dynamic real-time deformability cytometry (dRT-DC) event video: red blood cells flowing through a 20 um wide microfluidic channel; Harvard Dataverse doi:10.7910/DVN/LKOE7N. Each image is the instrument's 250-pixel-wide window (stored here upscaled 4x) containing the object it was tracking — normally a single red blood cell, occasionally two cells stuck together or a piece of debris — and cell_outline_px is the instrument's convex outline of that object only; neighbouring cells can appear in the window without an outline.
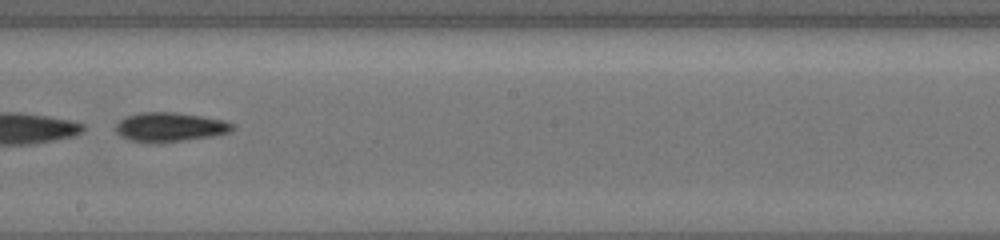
{"species": "common noctule bat (a hibernating species)", "species_latin": "Nyctalus noctula", "temperature_condition": "cold", "stored_images_in_passage": 14, "camera_frame_rate_fps": 3000, "um_per_image_px": 0.085, "animal": {"sex": "female", "body_mass_g": 19.5, "forearm_length_mm": 54.1}, "frame": {"image": 1, "passage_image": 12, "time_ms": 10.667, "image_size_px": [1000, 240], "cell_outline_px": [[236, 128], [228, 132], [212, 136], [156, 144], [132, 140], [120, 136], [116, 132], [116, 124], [124, 116], [140, 112], [176, 112], [224, 120], [236, 124]], "centroid_in_image_um": [14.43, 10.8], "position_along_channel_um": 233.8, "area_um2": 20.06}}